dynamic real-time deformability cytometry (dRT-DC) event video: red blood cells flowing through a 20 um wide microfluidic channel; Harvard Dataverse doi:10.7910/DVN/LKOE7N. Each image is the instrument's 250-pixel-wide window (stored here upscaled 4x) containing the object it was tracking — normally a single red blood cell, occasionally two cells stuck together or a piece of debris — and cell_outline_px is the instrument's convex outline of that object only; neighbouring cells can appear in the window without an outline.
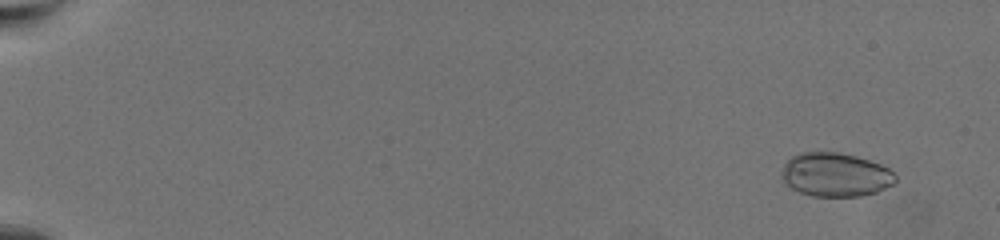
{"species": "common noctule bat (a hibernating species)", "species_latin": "Nyctalus noctula", "temperature_condition": "warm", "stored_images_in_passage": 65, "camera_frame_rate_fps": 3000, "um_per_image_px": 0.085, "animal": {"sex": "female", "body_mass_g": 19.5, "forearm_length_mm": 54.1}, "frame": {"image": 1, "passage_image": 6, "time_ms": 1.667, "image_size_px": [1000, 240], "cell_outline_px": [[896, 180], [892, 184], [876, 192], [860, 196], [812, 196], [800, 192], [784, 184], [784, 164], [792, 156], [800, 152], [840, 152], [856, 156], [880, 164], [888, 168], [896, 176]], "centroid_in_image_um": [71.02, 14.84], "position_along_channel_um": 14.0, "area_um2": 28.78}}
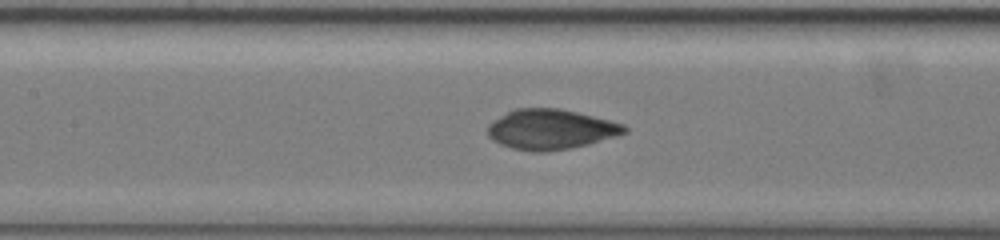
{"frame": {"image": 2, "passage_image": 35, "time_ms": 11.333, "image_size_px": [1000, 240], "cell_outline_px": [[628, 132], [588, 144], [568, 148], [544, 152], [528, 152], [512, 148], [500, 144], [492, 140], [488, 136], [488, 124], [500, 116], [516, 108], [560, 108], [624, 124], [628, 128]], "centroid_in_image_um": [46.78, 11.0], "position_along_channel_um": 160.6, "area_um2": 31.79}}
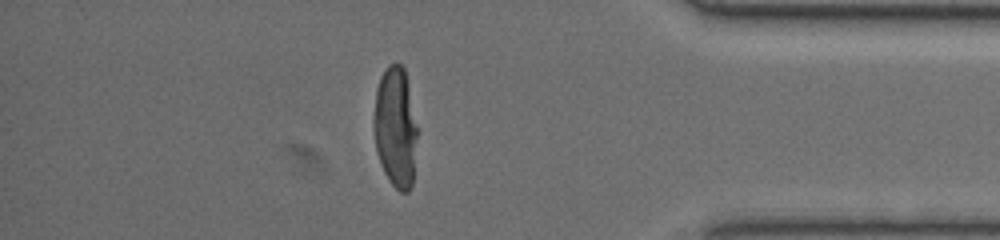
{"frame": {"image": 3, "passage_image": 58, "time_ms": 19.0, "image_size_px": [1000, 240], "cell_outline_px": [[416, 136], [412, 184], [408, 192], [400, 192], [388, 180], [384, 172], [376, 152], [372, 124], [372, 120], [376, 88], [380, 76], [388, 64], [400, 64], [404, 68], [408, 84], [416, 128]], "centroid_in_image_um": [33.56, 10.81], "position_along_channel_um": 401.6, "area_um2": 30.52}}